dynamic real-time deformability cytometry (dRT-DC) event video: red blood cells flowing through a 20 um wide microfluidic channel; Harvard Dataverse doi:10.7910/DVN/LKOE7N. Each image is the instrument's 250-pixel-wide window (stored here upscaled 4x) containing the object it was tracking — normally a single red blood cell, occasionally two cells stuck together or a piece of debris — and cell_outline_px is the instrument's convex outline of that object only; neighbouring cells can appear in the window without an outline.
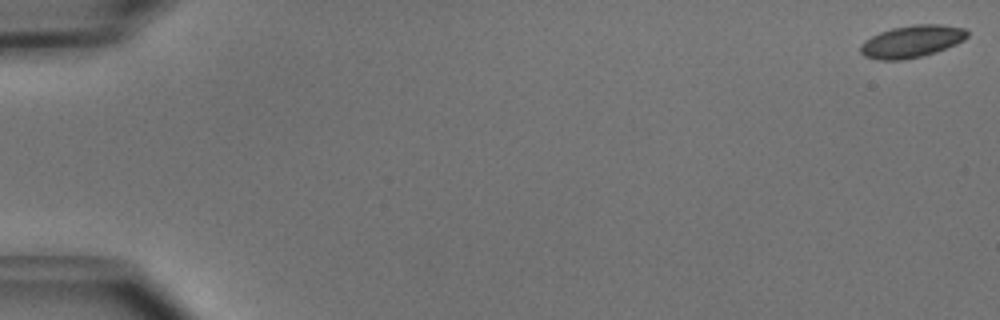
{"species": "common noctule bat (a hibernating species)", "species_latin": "Nyctalus noctula", "temperature_condition": "cold", "stored_images_in_passage": 51, "camera_frame_rate_fps": 3000, "um_per_image_px": 0.085, "animal": {"sex": "male", "body_mass_g": 15.6}, "frame": {"image": 1, "passage_image": 1, "time_ms": 0.0, "image_size_px": [1000, 320], "cell_outline_px": [[968, 36], [964, 40], [956, 44], [936, 52], [920, 56], [900, 60], [880, 60], [864, 56], [860, 52], [860, 44], [864, 40], [880, 32], [892, 28], [916, 24], [940, 24], [964, 28], [968, 32]], "centroid_in_image_um": [77.49, 3.52], "position_along_channel_um": 7.5, "area_um2": 20.0}}
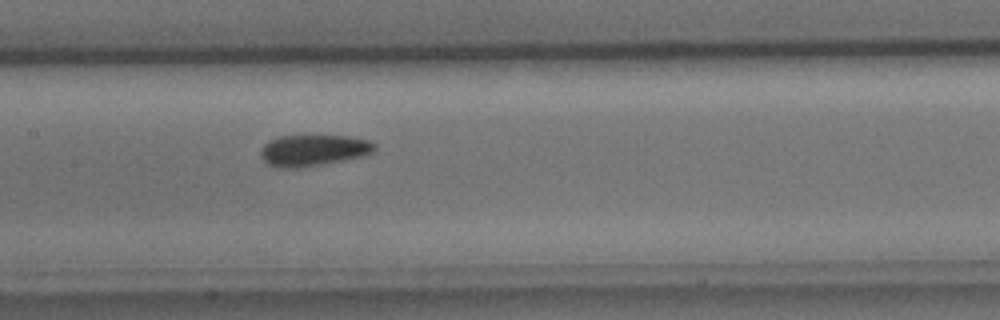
{"frame": {"image": 2, "passage_image": 26, "time_ms": 8.333, "image_size_px": [1000, 320], "cell_outline_px": [[376, 148], [372, 152], [364, 156], [344, 160], [300, 168], [280, 168], [268, 164], [260, 156], [260, 152], [264, 144], [268, 140], [280, 136], [312, 132], [348, 136], [368, 140], [376, 144]], "centroid_in_image_um": [26.63, 12.72], "position_along_channel_um": 180.8, "area_um2": 21.79}}
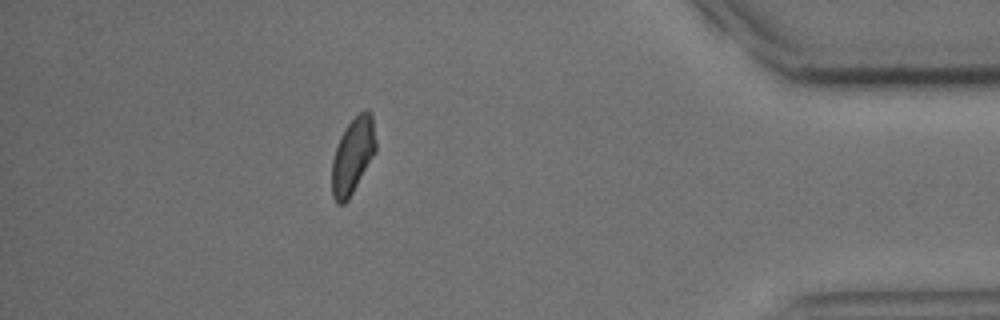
{"frame": {"image": 3, "passage_image": 46, "time_ms": 15.0, "image_size_px": [1000, 320], "cell_outline_px": [[376, 152], [348, 200], [344, 204], [336, 204], [332, 196], [332, 160], [340, 136], [344, 128], [360, 112], [368, 108], [372, 112], [376, 140]], "centroid_in_image_um": [30.0, 13.22], "position_along_channel_um": 405.2, "area_um2": 19.59}, "authors_computed_cell_mechanics": {"area_um2": 20.3456, "velocity_mm_per_s": 3.9594, "shape_relaxation_time_tau1_ms": 3.3251, "shape_relaxation_time_tau2_ms": 2.7739, "deformation_change_tau1": 0.0938, "deformation_change_tau2": 0.0746}}